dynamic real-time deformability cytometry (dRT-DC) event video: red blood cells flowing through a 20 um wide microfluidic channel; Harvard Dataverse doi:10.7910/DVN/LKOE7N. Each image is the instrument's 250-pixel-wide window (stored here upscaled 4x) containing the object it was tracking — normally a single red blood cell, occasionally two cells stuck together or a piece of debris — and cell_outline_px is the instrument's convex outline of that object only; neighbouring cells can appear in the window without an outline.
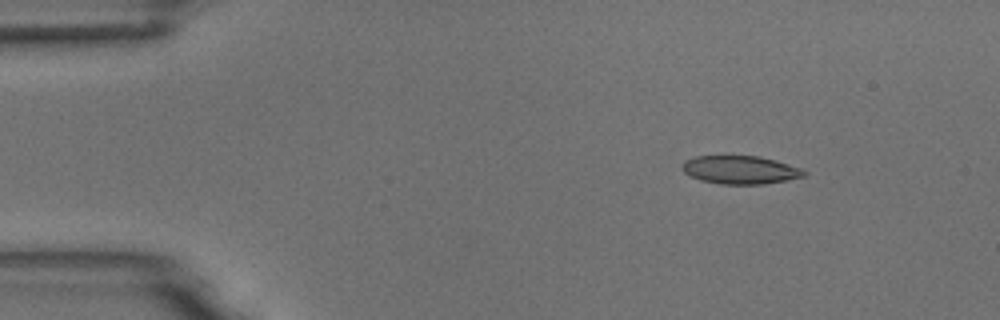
{"species": "common noctule bat (a hibernating species)", "species_latin": "Nyctalus noctula", "temperature_condition": "room temperature", "stored_images_in_passage": 3, "camera_frame_rate_fps": 3000, "um_per_image_px": 0.085, "animal": {"sex": "male", "body_mass_g": 18.8}, "frame": {"image": 1, "passage_image": 1, "time_ms": 0.0, "image_size_px": [1000, 320], "cell_outline_px": [[808, 172], [804, 176], [764, 184], [720, 184], [700, 180], [684, 172], [680, 168], [680, 164], [684, 160], [696, 156], [760, 156], [800, 168]], "centroid_in_image_um": [62.86, 14.43], "position_along_channel_um": 22.1, "area_um2": 19.94}}